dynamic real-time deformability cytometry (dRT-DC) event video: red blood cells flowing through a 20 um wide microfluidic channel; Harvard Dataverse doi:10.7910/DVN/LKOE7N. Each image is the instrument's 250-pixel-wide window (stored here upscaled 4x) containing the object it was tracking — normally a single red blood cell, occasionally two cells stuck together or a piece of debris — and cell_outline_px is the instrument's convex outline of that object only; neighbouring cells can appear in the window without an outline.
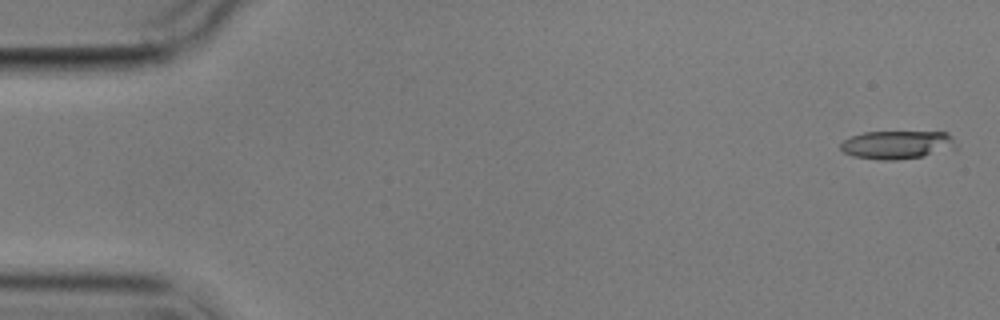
{"species": "common noctule bat (a hibernating species)", "species_latin": "Nyctalus noctula", "temperature_condition": "cold", "stored_images_in_passage": 5, "camera_frame_rate_fps": 3000, "um_per_image_px": 0.085, "animal": {"sex": "male", "body_mass_g": 17.9}, "frame": {"image": 1, "passage_image": 1, "time_ms": 0.0, "image_size_px": [1000, 320], "cell_outline_px": [[956, 148], [920, 156], [896, 160], [880, 160], [852, 156], [844, 152], [840, 148], [840, 144], [844, 140], [852, 136], [864, 132], [948, 132], [952, 136]], "centroid_in_image_um": [76.22, 12.3], "position_along_channel_um": 8.8, "area_um2": 18.84}}
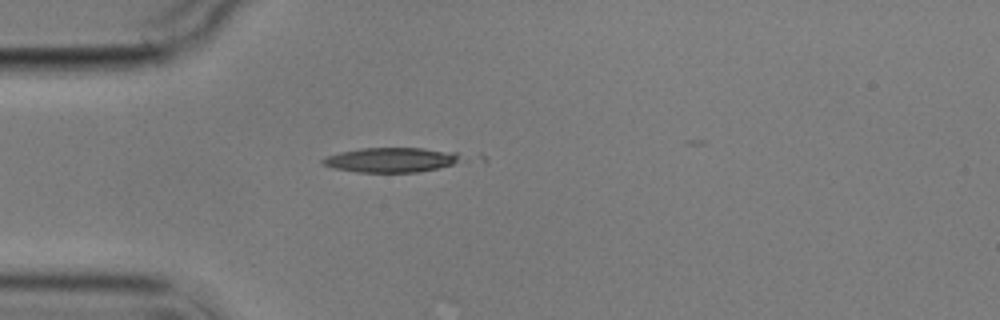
{"frame": {"image": 2, "passage_image": 5, "time_ms": 4.667, "image_size_px": [1000, 320], "cell_outline_px": [[488, 160], [420, 172], [356, 172], [332, 168], [324, 164], [320, 160], [324, 156], [340, 152], [360, 148], [424, 148], [480, 152]], "centroid_in_image_um": [33.96, 13.57], "position_along_channel_um": 51.0, "area_um2": 22.66}}